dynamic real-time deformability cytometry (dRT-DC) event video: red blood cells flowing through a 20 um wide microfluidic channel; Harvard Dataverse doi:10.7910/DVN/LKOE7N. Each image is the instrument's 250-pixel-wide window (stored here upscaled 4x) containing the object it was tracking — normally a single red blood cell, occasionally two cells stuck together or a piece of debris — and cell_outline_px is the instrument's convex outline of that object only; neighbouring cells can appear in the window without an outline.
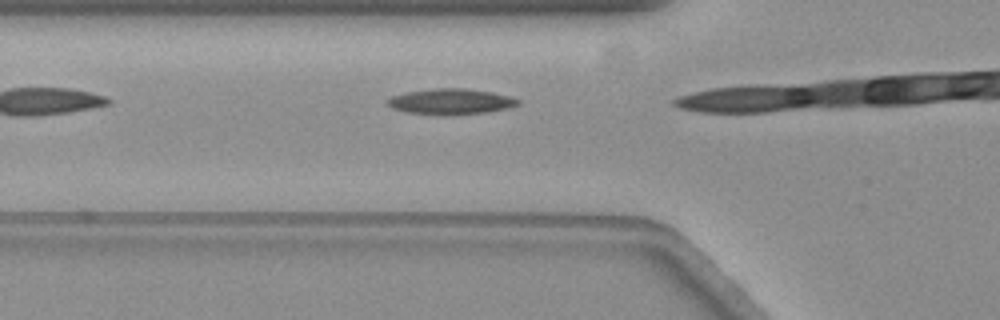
{"species": "common noctule bat (a hibernating species)", "species_latin": "Nyctalus noctula", "temperature_condition": "warm", "stored_images_in_passage": 5, "camera_frame_rate_fps": 3000, "um_per_image_px": 0.085, "animal": {"sex": "female", "body_mass_g": 19.3, "forearm_length_mm": 54.1}, "frame": {"image": 1, "passage_image": 3, "time_ms": 0.667, "image_size_px": [1000, 320], "cell_outline_px": [[520, 104], [508, 108], [488, 112], [448, 116], [440, 116], [408, 112], [392, 108], [384, 100], [392, 96], [408, 92], [436, 88], [468, 88], [492, 92], [508, 96], [520, 100]], "centroid_in_image_um": [38.32, 8.65], "position_along_channel_um": 87.5, "area_um2": 19.77}}